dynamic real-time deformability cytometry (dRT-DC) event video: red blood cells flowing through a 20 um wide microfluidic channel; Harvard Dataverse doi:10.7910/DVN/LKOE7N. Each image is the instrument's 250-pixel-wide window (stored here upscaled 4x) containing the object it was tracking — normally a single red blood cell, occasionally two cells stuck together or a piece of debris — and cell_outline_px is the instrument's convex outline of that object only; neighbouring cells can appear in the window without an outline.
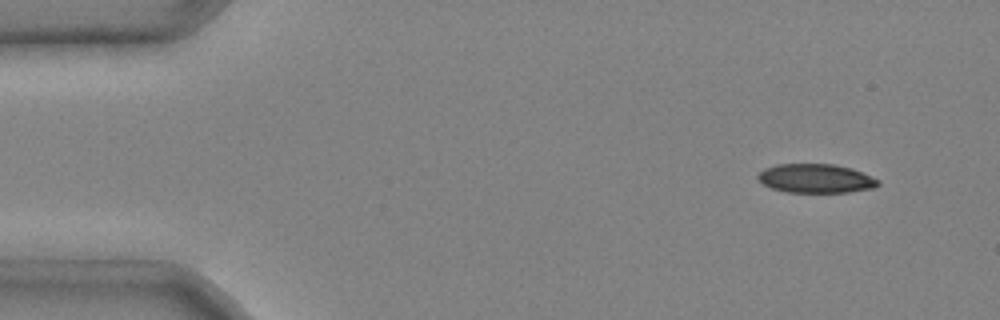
{"species": "common noctule bat (a hibernating species)", "species_latin": "Nyctalus noctula", "temperature_condition": "cold", "stored_images_in_passage": 3, "camera_frame_rate_fps": 3000, "um_per_image_px": 0.085, "animal": {"sex": "male", "body_mass_g": 20.4}, "frame": {"image": 1, "passage_image": 1, "time_ms": 0.0, "image_size_px": [1000, 320], "cell_outline_px": [[880, 184], [872, 188], [848, 192], [788, 192], [772, 188], [764, 184], [756, 176], [764, 168], [776, 164], [836, 164], [852, 168], [880, 180]], "centroid_in_image_um": [69.35, 15.16], "position_along_channel_um": 15.6, "area_um2": 20.23}}
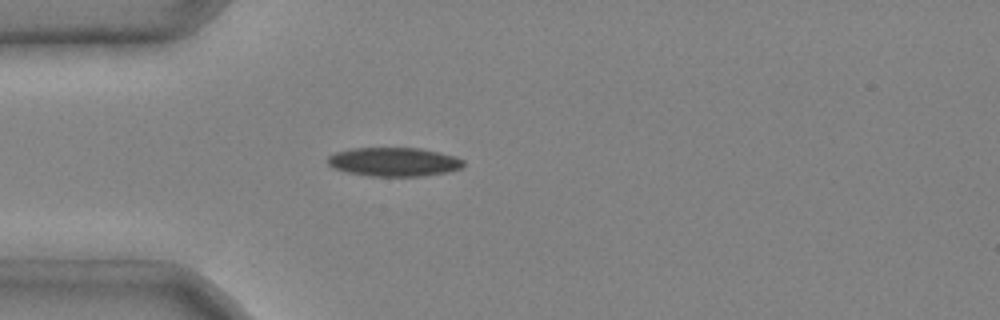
{"frame": {"image": 2, "passage_image": 3, "time_ms": 0.667, "image_size_px": [1000, 320], "cell_outline_px": [[464, 164], [460, 168], [448, 172], [424, 176], [368, 176], [348, 172], [332, 168], [328, 164], [328, 156], [336, 152], [352, 148], [420, 148], [440, 152], [456, 156], [464, 160]], "centroid_in_image_um": [33.5, 13.76], "position_along_channel_um": 51.5, "area_um2": 22.95}}